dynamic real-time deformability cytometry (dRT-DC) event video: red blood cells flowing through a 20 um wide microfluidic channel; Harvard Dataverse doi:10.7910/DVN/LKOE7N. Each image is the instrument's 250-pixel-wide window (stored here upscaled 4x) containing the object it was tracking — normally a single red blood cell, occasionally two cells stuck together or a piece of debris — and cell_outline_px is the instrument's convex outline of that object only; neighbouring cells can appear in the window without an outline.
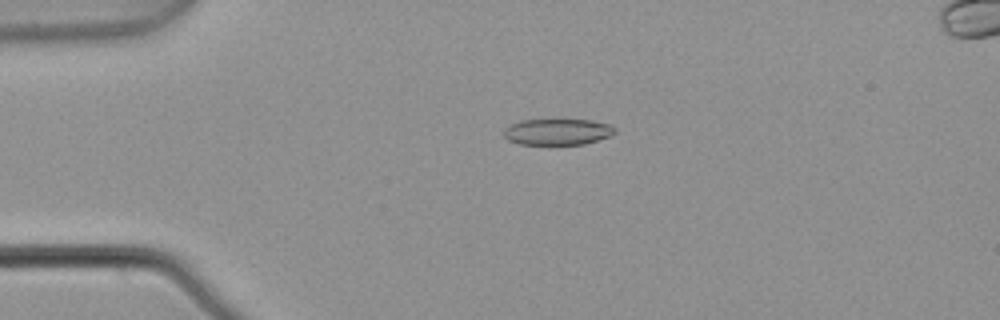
{"species": "common noctule bat (a hibernating species)", "species_latin": "Nyctalus noctula", "temperature_condition": "warm", "stored_images_in_passage": 4, "camera_frame_rate_fps": 3000, "um_per_image_px": 0.085, "animal": {"sex": "male", "body_mass_g": 21.5, "forearm_length_mm": 52.0}, "frame": {"image": 1, "passage_image": 2, "time_ms": 0.333, "image_size_px": [1000, 320], "cell_outline_px": [[616, 132], [608, 136], [584, 144], [520, 144], [508, 140], [504, 136], [504, 128], [520, 120], [592, 120], [612, 124], [616, 128]], "centroid_in_image_um": [47.4, 11.2], "position_along_channel_um": 37.6, "area_um2": 16.88}}